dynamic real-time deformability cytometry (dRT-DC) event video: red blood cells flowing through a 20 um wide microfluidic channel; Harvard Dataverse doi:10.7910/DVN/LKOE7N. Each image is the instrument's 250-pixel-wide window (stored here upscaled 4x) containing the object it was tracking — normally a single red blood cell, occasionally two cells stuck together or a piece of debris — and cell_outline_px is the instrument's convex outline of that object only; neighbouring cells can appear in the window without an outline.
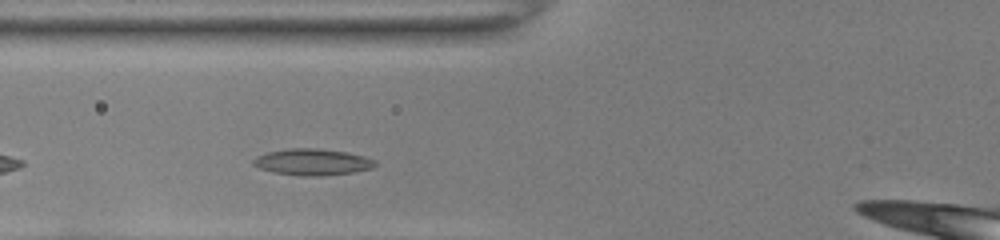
{"species": "common noctule bat (a hibernating species)", "species_latin": "Nyctalus noctula", "temperature_condition": "room temperature", "stored_images_in_passage": 28, "camera_frame_rate_fps": 3000, "um_per_image_px": 0.085, "animal": {"sex": "female", "body_mass_g": 22.0, "forearm_length_mm": 56.7}, "frame": {"image": 1, "passage_image": 3, "time_ms": 0.667, "image_size_px": [1000, 240], "cell_outline_px": [[376, 164], [368, 168], [352, 172], [320, 176], [308, 176], [276, 172], [260, 168], [252, 164], [252, 160], [268, 152], [292, 148], [316, 148], [344, 152], [360, 156], [372, 160]], "centroid_in_image_um": [26.5, 13.77], "position_along_channel_um": 99.3, "area_um2": 17.98}}
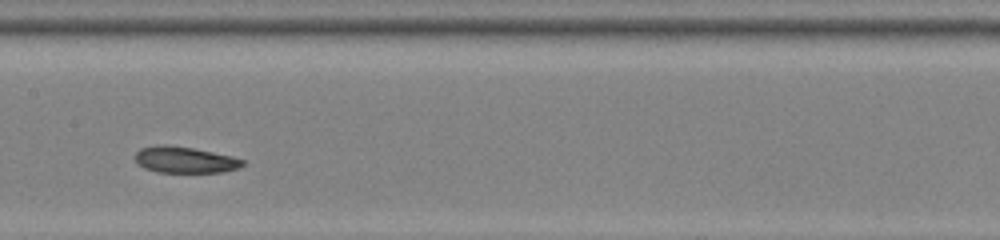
{"frame": {"image": 2, "passage_image": 10, "time_ms": 3.0, "image_size_px": [1000, 240], "cell_outline_px": [[244, 164], [236, 168], [220, 172], [156, 172], [140, 164], [136, 160], [136, 152], [140, 148], [156, 144], [164, 144], [192, 148], [232, 156], [244, 160]], "centroid_in_image_um": [15.7, 13.57], "position_along_channel_um": 191.7, "area_um2": 16.18}}
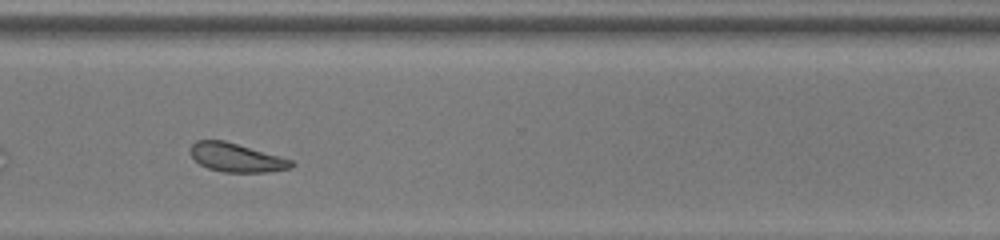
{"frame": {"image": 3, "passage_image": 22, "time_ms": 7.0, "image_size_px": [1000, 240], "cell_outline_px": [[296, 164], [288, 168], [264, 172], [224, 172], [208, 168], [200, 164], [192, 156], [188, 148], [196, 140], [224, 140], [292, 160]], "centroid_in_image_um": [20.04, 13.39], "position_along_channel_um": 350.6, "area_um2": 16.65}, "authors_computed_cell_mechanics": {"area_um2": 16.3863, "velocity_mm_per_s": 3.9622, "shape_relaxation_time_tau1_ms": null, "shape_relaxation_time_tau2_ms": 2.507, "deformation_change_tau1": null, "deformation_change_tau2": 0.0876}}